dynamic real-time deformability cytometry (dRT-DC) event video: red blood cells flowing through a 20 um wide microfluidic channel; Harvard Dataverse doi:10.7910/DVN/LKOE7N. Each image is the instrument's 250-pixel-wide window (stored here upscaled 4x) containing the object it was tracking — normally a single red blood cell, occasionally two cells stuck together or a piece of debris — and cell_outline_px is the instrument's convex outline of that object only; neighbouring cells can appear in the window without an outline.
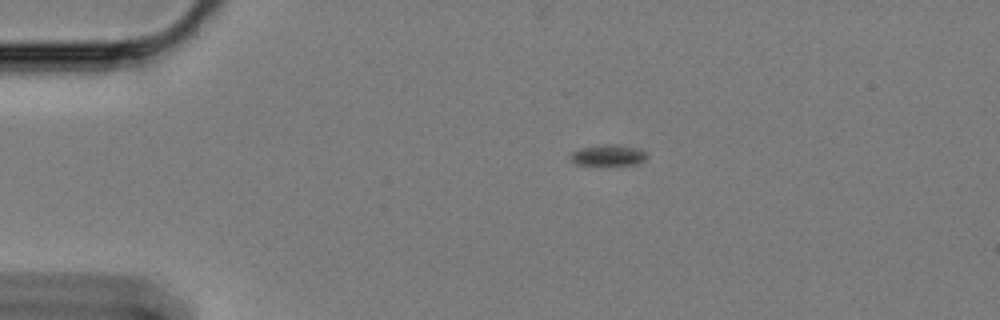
{"species": "Egyptian fruit bat (a non-hibernating species)", "species_latin": "Rousettus aegyptiacus", "temperature_condition": "cold", "stored_images_in_passage": 26, "camera_frame_rate_fps": 3000, "um_per_image_px": 0.085, "animal": {"sex": "female"}, "frame": {"image": 1, "passage_image": 15, "time_ms": 4.667, "image_size_px": [1000, 320], "cell_outline_px": [[648, 156], [640, 164], [604, 168], [576, 164], [568, 156], [572, 152], [580, 148], [604, 144], [612, 144], [640, 148]], "centroid_in_image_um": [51.7, 13.26], "position_along_channel_um": 33.3, "area_um2": 10.17}}
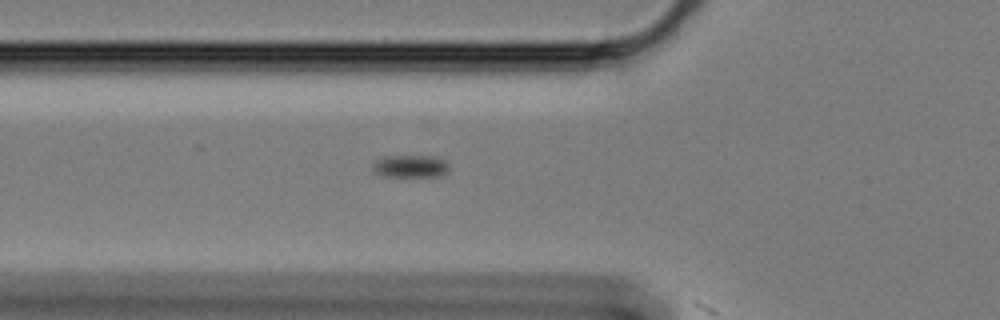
{"frame": {"image": 2, "passage_image": 25, "time_ms": 8.0, "image_size_px": [1000, 320], "cell_outline_px": [[448, 172], [440, 176], [380, 176], [372, 168], [372, 164], [376, 160], [384, 156], [436, 156], [444, 160], [448, 164]], "centroid_in_image_um": [34.88, 14.12], "position_along_channel_um": 90.9, "area_um2": 10.06}}